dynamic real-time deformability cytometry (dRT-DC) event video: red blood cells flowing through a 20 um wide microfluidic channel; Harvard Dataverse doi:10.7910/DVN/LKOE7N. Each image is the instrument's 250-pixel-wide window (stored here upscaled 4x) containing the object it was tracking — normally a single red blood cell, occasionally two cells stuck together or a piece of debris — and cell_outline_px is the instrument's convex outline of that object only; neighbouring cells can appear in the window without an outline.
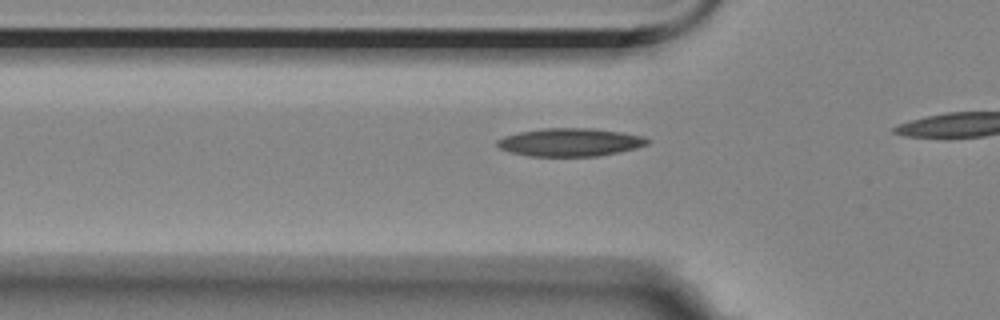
{"species": "Egyptian fruit bat (a non-hibernating species)", "species_latin": "Rousettus aegyptiacus", "temperature_condition": "room temperature", "stored_images_in_passage": 14, "camera_frame_rate_fps": 3000, "um_per_image_px": 0.085, "animal": {"sex": "female"}, "frame": {"image": 1, "passage_image": 8, "time_ms": 2.333, "image_size_px": [1000, 320], "cell_outline_px": [[652, 140], [648, 144], [636, 148], [596, 156], [528, 156], [508, 152], [500, 148], [496, 144], [496, 140], [504, 136], [520, 132], [544, 128], [592, 128], [620, 132], [644, 136]], "centroid_in_image_um": [48.44, 12.09], "position_along_channel_um": 77.4, "area_um2": 24.57}}
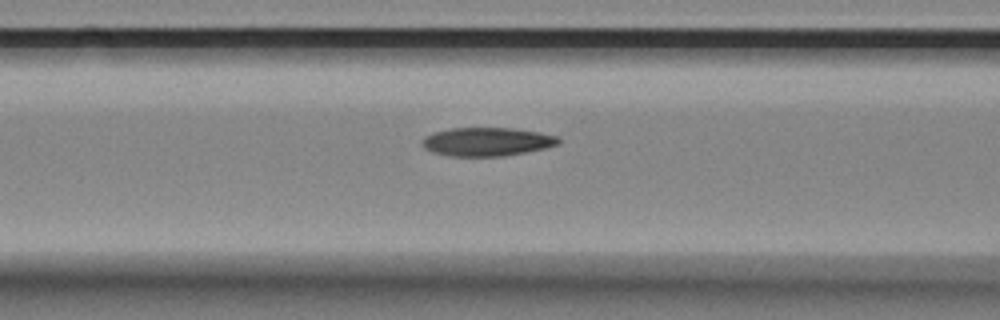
{"frame": {"image": 2, "passage_image": 12, "time_ms": 3.667, "image_size_px": [1000, 320], "cell_outline_px": [[560, 144], [544, 148], [504, 156], [448, 156], [432, 152], [424, 148], [420, 144], [420, 140], [424, 136], [432, 132], [452, 128], [512, 128], [540, 132], [560, 136]], "centroid_in_image_um": [41.36, 12.04], "position_along_channel_um": 125.2, "area_um2": 22.95}}